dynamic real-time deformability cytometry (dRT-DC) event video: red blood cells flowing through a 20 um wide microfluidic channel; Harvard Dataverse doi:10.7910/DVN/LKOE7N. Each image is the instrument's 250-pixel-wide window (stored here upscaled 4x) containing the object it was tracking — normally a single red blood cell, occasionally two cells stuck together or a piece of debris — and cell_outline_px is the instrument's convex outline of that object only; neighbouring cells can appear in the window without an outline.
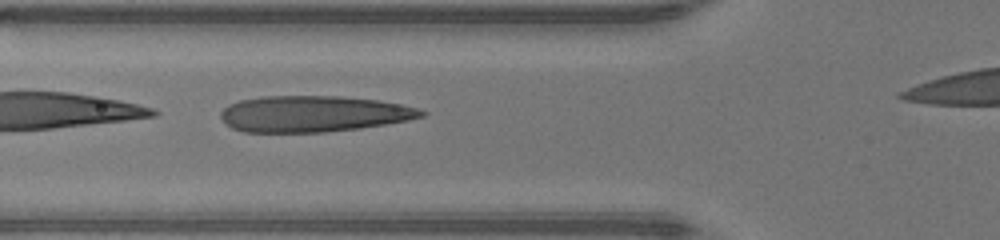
{"species": "human", "species_latin": "Homo sapiens", "temperature_condition": "warm", "stored_images_in_passage": 27, "camera_frame_rate_fps": 3000, "um_per_image_px": 0.085, "donor": {"sex": "male"}, "frame": {"image": 1, "passage_image": 3, "time_ms": 0.667, "image_size_px": [1000, 240], "cell_outline_px": [[428, 112], [424, 116], [408, 120], [360, 128], [324, 132], [244, 132], [232, 128], [220, 116], [220, 112], [228, 104], [240, 100], [260, 96], [340, 96], [380, 100], [400, 104], [416, 108]], "centroid_in_image_um": [26.63, 9.67], "position_along_channel_um": 99.2, "area_um2": 42.31}}
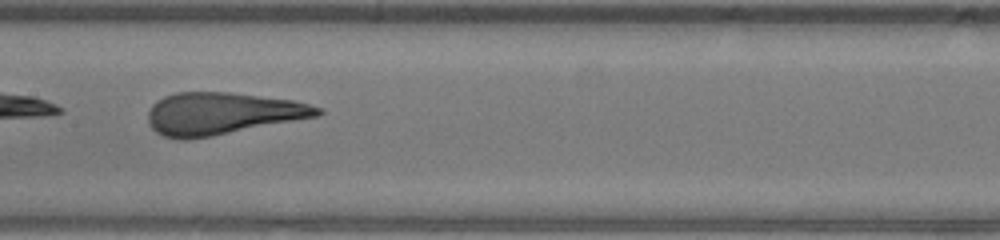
{"frame": {"image": 2, "passage_image": 9, "time_ms": 2.667, "image_size_px": [1000, 240], "cell_outline_px": [[324, 112], [320, 116], [212, 136], [188, 140], [180, 140], [164, 136], [156, 132], [148, 124], [148, 112], [152, 104], [156, 100], [164, 96], [176, 92], [228, 92], [292, 100], [324, 108]], "centroid_in_image_um": [18.87, 9.66], "position_along_channel_um": 188.5, "area_um2": 41.85}}
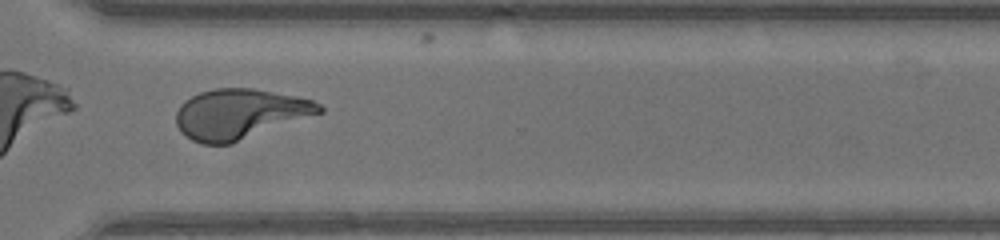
{"frame": {"image": 3, "passage_image": 20, "time_ms": 6.333, "image_size_px": [1000, 240], "cell_outline_px": [[324, 112], [232, 144], [200, 144], [184, 136], [180, 132], [176, 124], [176, 112], [180, 104], [184, 100], [200, 92], [216, 88], [252, 88], [296, 96], [312, 100], [320, 104], [324, 108]], "centroid_in_image_um": [20.36, 9.7], "position_along_channel_um": 350.2, "area_um2": 42.14}}